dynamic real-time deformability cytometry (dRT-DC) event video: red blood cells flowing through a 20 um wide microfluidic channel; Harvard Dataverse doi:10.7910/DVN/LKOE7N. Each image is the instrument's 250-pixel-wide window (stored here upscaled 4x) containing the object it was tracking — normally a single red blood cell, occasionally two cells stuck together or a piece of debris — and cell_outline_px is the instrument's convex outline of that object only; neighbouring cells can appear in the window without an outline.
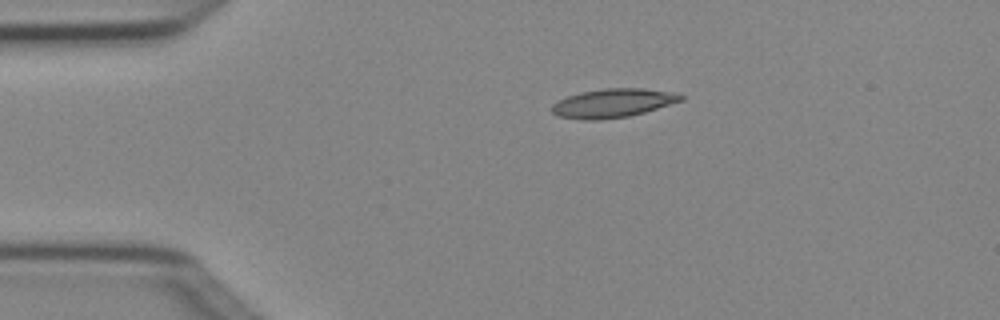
{"species": "Egyptian fruit bat (a non-hibernating species)", "species_latin": "Rousettus aegyptiacus", "temperature_condition": "cold", "stored_images_in_passage": 4, "camera_frame_rate_fps": 3000, "um_per_image_px": 0.085, "animal": {"sex": "female"}, "frame": {"image": 1, "passage_image": 3, "time_ms": 0.667, "image_size_px": [1000, 320], "cell_outline_px": [[684, 100], [644, 112], [628, 116], [596, 120], [588, 120], [560, 116], [552, 112], [552, 104], [556, 100], [580, 92], [604, 88], [640, 88], [668, 92], [684, 96]], "centroid_in_image_um": [52.06, 8.76], "position_along_channel_um": 32.9, "area_um2": 21.33}}